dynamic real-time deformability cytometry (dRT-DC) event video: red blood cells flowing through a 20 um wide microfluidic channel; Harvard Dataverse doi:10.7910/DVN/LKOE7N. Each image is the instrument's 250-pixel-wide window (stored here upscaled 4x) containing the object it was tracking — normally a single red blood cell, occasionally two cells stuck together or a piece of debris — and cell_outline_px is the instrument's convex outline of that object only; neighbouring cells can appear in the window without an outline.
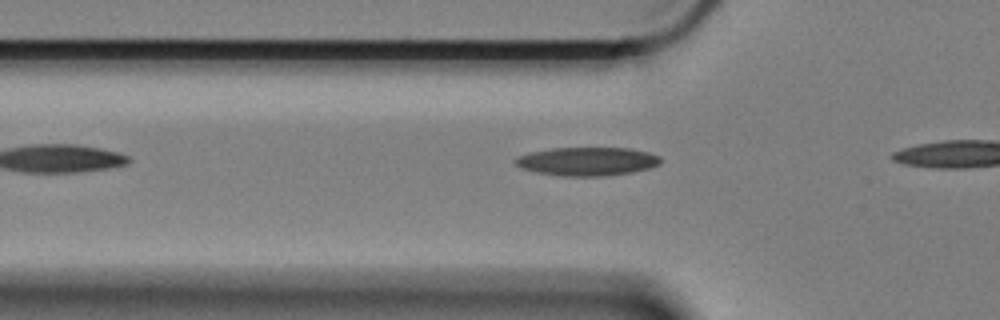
{"species": "Egyptian fruit bat (a non-hibernating species)", "species_latin": "Rousettus aegyptiacus", "temperature_condition": "cold", "stored_images_in_passage": 5, "camera_frame_rate_fps": 3000, "um_per_image_px": 0.085, "animal": {"sex": "female"}, "frame": {"image": 1, "passage_image": 2, "time_ms": 0.333, "image_size_px": [1000, 320], "cell_outline_px": [[660, 164], [648, 168], [632, 172], [604, 176], [564, 176], [536, 172], [520, 168], [512, 160], [516, 156], [528, 152], [552, 148], [628, 148], [648, 152], [660, 156]], "centroid_in_image_um": [49.86, 13.71], "position_along_channel_um": 75.9, "area_um2": 24.22}}